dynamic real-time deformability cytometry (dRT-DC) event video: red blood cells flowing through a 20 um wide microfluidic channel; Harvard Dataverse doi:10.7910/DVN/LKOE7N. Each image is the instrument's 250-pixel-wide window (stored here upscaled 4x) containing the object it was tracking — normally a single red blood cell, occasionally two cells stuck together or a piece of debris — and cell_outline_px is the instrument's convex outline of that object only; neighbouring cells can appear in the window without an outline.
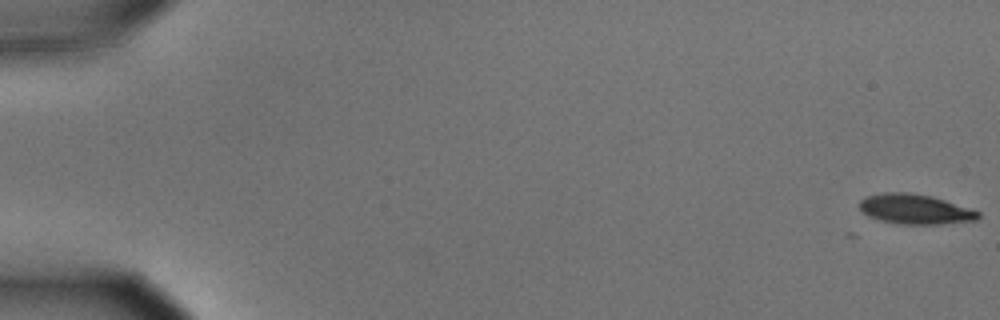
{"species": "common noctule bat (a hibernating species)", "species_latin": "Nyctalus noctula", "temperature_condition": "cold", "stored_images_in_passage": 16, "camera_frame_rate_fps": 3000, "um_per_image_px": 0.085, "animal": {"sex": "male", "body_mass_g": 15.6}, "frame": {"image": 1, "passage_image": 1, "time_ms": 0.0, "image_size_px": [1000, 320], "cell_outline_px": [[980, 216], [976, 220], [940, 224], [896, 224], [880, 220], [868, 216], [860, 208], [860, 200], [864, 196], [884, 192], [908, 192], [932, 196], [980, 212]], "centroid_in_image_um": [77.74, 17.77], "position_along_channel_um": 7.3, "area_um2": 20.63}}
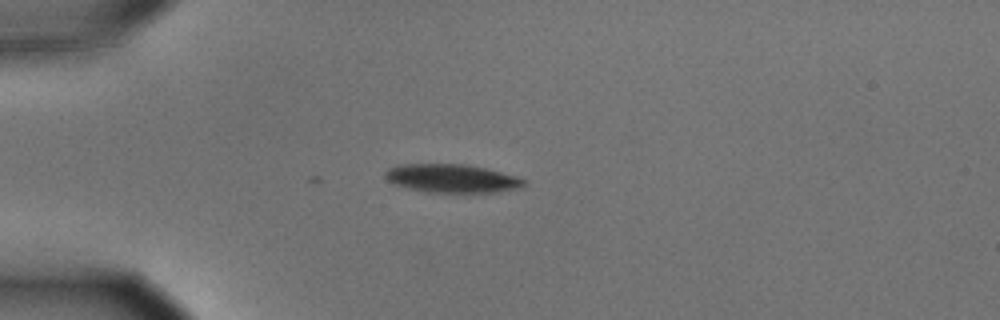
{"frame": {"image": 2, "passage_image": 16, "time_ms": 5.0, "image_size_px": [1000, 320], "cell_outline_px": [[528, 184], [520, 188], [496, 192], [428, 192], [408, 188], [392, 184], [384, 176], [384, 172], [388, 168], [400, 164], [464, 164], [488, 168], [516, 176], [524, 180]], "centroid_in_image_um": [38.41, 15.16], "position_along_channel_um": 46.6, "area_um2": 23.12}}